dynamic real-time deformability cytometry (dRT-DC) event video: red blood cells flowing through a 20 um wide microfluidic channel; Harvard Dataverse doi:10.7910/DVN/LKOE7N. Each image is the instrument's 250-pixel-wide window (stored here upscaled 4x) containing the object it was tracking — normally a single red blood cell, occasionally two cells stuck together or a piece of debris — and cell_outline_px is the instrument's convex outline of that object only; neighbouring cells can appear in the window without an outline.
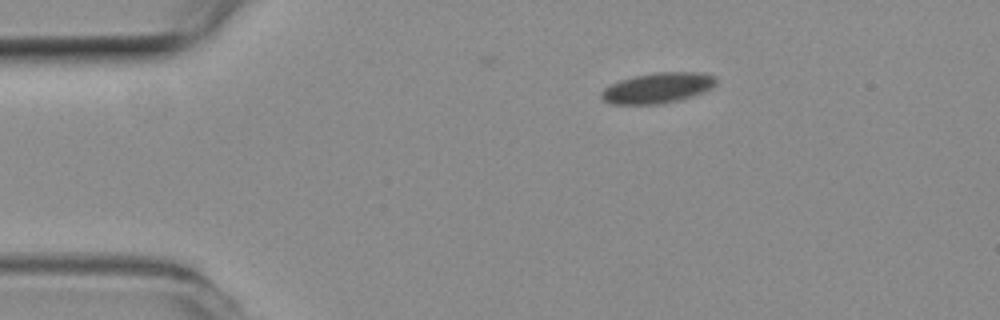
{"species": "common noctule bat (a hibernating species)", "species_latin": "Nyctalus noctula", "temperature_condition": "room temperature", "stored_images_in_passage": 49, "camera_frame_rate_fps": 3000, "um_per_image_px": 0.085, "animal": {"sex": "female", "body_mass_g": 19.3, "forearm_length_mm": 54.1}, "frame": {"image": 1, "passage_image": 1, "time_ms": 0.0, "image_size_px": [1000, 320], "cell_outline_px": [[716, 84], [712, 88], [704, 92], [680, 100], [660, 104], [612, 104], [604, 100], [600, 96], [600, 92], [604, 88], [620, 80], [636, 76], [656, 72], [704, 72], [712, 76], [716, 80]], "centroid_in_image_um": [55.91, 7.48], "position_along_channel_um": 29.1, "area_um2": 20.35}}
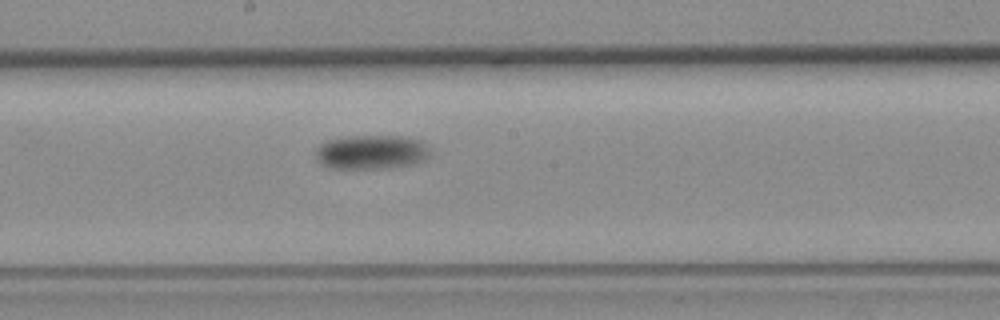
{"frame": {"image": 2, "passage_image": 22, "time_ms": 7.0, "image_size_px": [1000, 320], "cell_outline_px": [[432, 156], [428, 160], [416, 164], [392, 168], [332, 168], [320, 164], [316, 160], [316, 148], [320, 144], [328, 140], [348, 136], [400, 136], [420, 140], [432, 152]], "centroid_in_image_um": [31.62, 12.94], "position_along_channel_um": 216.6, "area_um2": 23.24}}
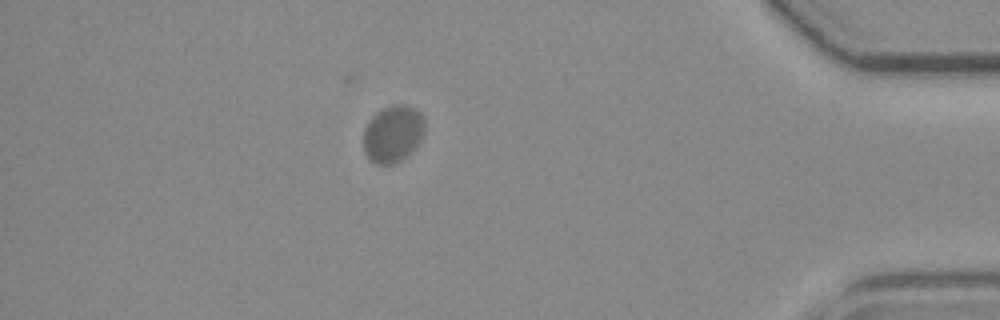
{"frame": {"image": 3, "passage_image": 42, "time_ms": 13.667, "image_size_px": [1000, 320], "cell_outline_px": [[424, 136], [416, 148], [400, 160], [392, 164], [376, 164], [368, 160], [364, 152], [364, 128], [368, 120], [380, 108], [392, 104], [408, 104], [416, 108], [424, 116]], "centroid_in_image_um": [33.41, 11.34], "position_along_channel_um": 401.8, "area_um2": 20.92}, "authors_computed_cell_mechanics": {"area_um2": 21.0392, "velocity_mm_per_s": 3.4902, "shape_relaxation_time_tau1_ms": 0.8668, "shape_relaxation_time_tau2_ms": null, "deformation_change_tau1": 0.0388, "deformation_change_tau2": null}}